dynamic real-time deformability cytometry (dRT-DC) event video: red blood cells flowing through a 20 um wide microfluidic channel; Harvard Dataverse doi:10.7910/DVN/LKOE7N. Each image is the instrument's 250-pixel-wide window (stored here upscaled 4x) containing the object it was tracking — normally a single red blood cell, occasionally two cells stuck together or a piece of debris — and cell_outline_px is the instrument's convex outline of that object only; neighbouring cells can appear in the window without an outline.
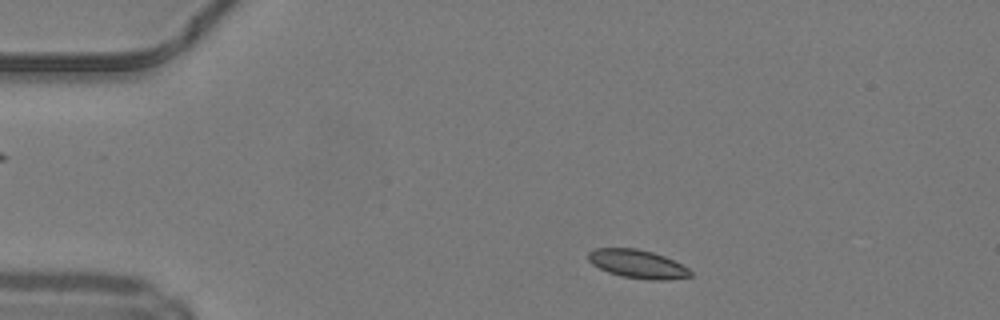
{"species": "common noctule bat (a hibernating species)", "species_latin": "Nyctalus noctula", "temperature_condition": "warm", "stored_images_in_passage": 44, "camera_frame_rate_fps": 3000, "um_per_image_px": 0.085, "animal": {"sex": "male", "body_mass_g": 19.2, "forearm_length_mm": 51.8}, "frame": {"image": 1, "passage_image": 4, "time_ms": 1.0, "image_size_px": [1000, 320], "cell_outline_px": [[692, 276], [668, 280], [648, 280], [620, 276], [608, 272], [592, 264], [588, 260], [588, 252], [596, 248], [636, 248], [652, 252], [664, 256], [688, 268], [692, 272]], "centroid_in_image_um": [54.18, 22.44], "position_along_channel_um": 30.8, "area_um2": 16.94}}
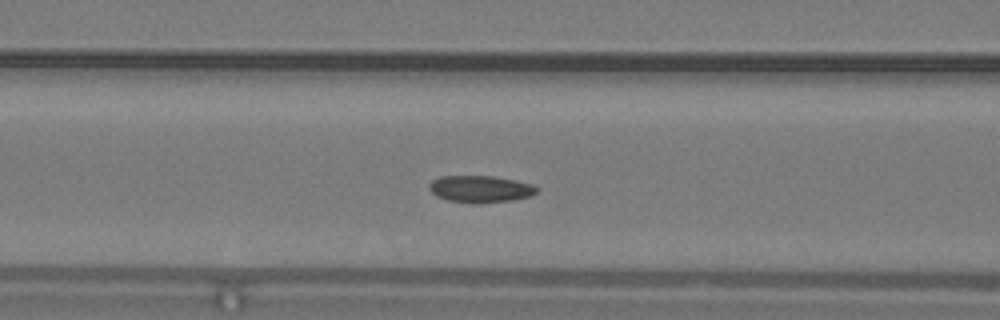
{"frame": {"image": 2, "passage_image": 15, "time_ms": 4.667, "image_size_px": [1000, 320], "cell_outline_px": [[540, 188], [532, 196], [516, 200], [480, 204], [476, 204], [448, 200], [436, 196], [428, 188], [428, 184], [432, 180], [440, 176], [492, 176], [516, 180], [532, 184]], "centroid_in_image_um": [40.86, 16.07], "position_along_channel_um": 125.7, "area_um2": 17.22}}
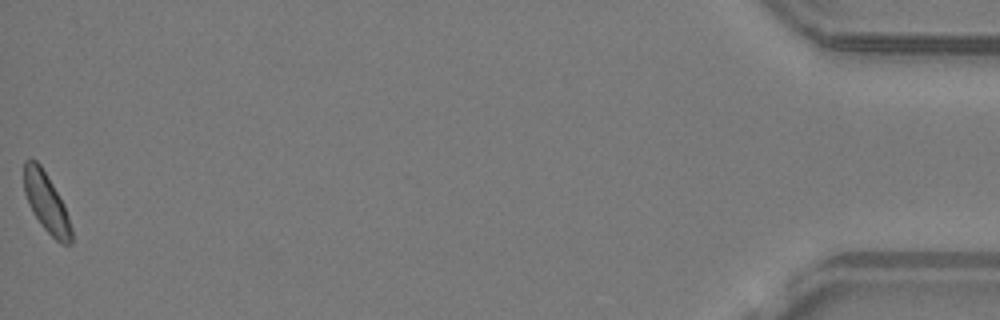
{"frame": {"image": 3, "passage_image": 44, "time_ms": 14.333, "image_size_px": [1000, 320], "cell_outline_px": [[72, 244], [60, 244], [40, 224], [32, 212], [28, 204], [24, 192], [24, 160], [36, 160], [40, 164], [64, 204], [72, 228]], "centroid_in_image_um": [3.94, 17.25], "position_along_channel_um": 431.3, "area_um2": 16.36}, "authors_computed_cell_mechanics": {"area_um2": 16.9065, "velocity_mm_per_s": 4.2065, "shape_relaxation_time_tau1_ms": 3.5673, "shape_relaxation_time_tau2_ms": null, "deformation_change_tau1": 0.0849, "deformation_change_tau2": null}}